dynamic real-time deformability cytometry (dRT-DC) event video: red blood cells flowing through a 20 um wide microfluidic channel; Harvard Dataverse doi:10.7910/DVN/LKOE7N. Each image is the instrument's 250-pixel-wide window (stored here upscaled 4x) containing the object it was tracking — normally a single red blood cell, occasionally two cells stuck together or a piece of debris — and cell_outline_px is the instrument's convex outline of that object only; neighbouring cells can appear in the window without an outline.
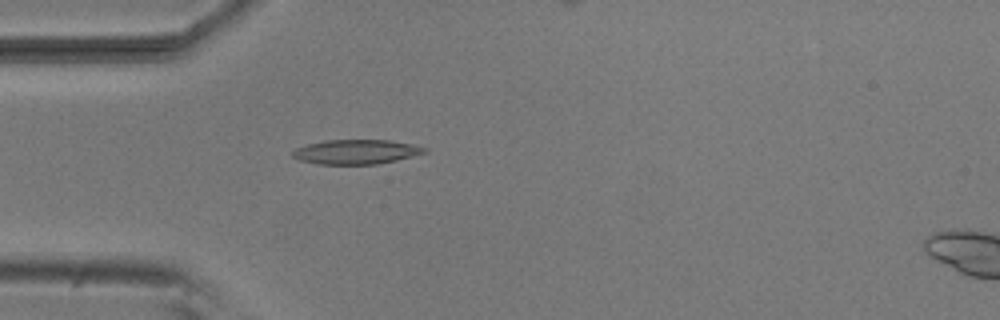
{"species": "common noctule bat (a hibernating species)", "species_latin": "Nyctalus noctula", "temperature_condition": "room temperature", "stored_images_in_passage": 38, "camera_frame_rate_fps": 3000, "um_per_image_px": 0.085, "animal": {"sex": "male", "body_mass_g": 20.5, "forearm_length_mm": 52.5}, "frame": {"image": 1, "passage_image": 1, "time_ms": 0.0, "image_size_px": [1000, 320], "cell_outline_px": [[428, 152], [396, 160], [376, 164], [320, 164], [300, 160], [292, 156], [292, 152], [296, 148], [308, 144], [324, 140], [388, 140], [412, 144], [428, 148]], "centroid_in_image_um": [30.29, 12.9], "position_along_channel_um": 54.7, "area_um2": 18.73}}
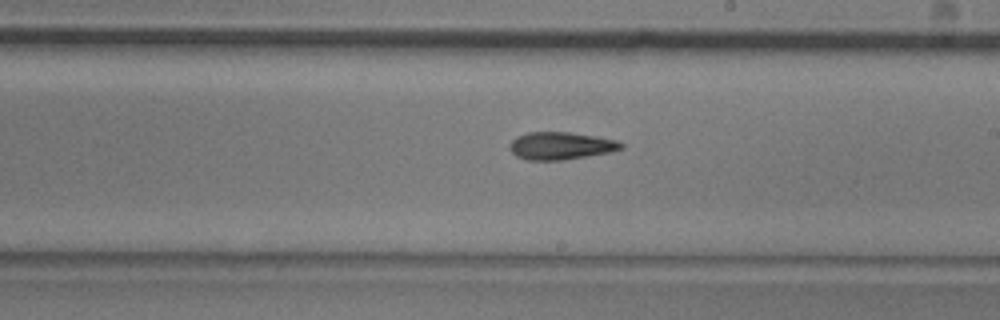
{"frame": {"image": 2, "passage_image": 16, "time_ms": 5.0, "image_size_px": [1000, 320], "cell_outline_px": [[624, 148], [612, 152], [564, 160], [528, 160], [516, 156], [508, 148], [508, 144], [516, 136], [528, 132], [568, 132], [596, 136], [616, 140], [624, 144]], "centroid_in_image_um": [47.66, 12.39], "position_along_channel_um": 241.3, "area_um2": 18.09}}
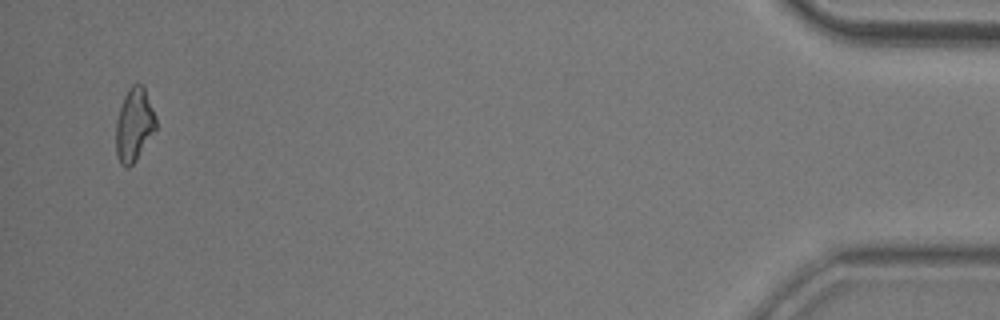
{"frame": {"image": 3, "passage_image": 37, "time_ms": 12.0, "image_size_px": [1000, 320], "cell_outline_px": [[156, 128], [136, 160], [128, 168], [124, 168], [120, 164], [116, 156], [116, 120], [124, 96], [128, 88], [132, 84], [140, 84], [144, 88], [156, 116]], "centroid_in_image_um": [11.38, 10.63], "position_along_channel_um": 423.8, "area_um2": 16.99}}